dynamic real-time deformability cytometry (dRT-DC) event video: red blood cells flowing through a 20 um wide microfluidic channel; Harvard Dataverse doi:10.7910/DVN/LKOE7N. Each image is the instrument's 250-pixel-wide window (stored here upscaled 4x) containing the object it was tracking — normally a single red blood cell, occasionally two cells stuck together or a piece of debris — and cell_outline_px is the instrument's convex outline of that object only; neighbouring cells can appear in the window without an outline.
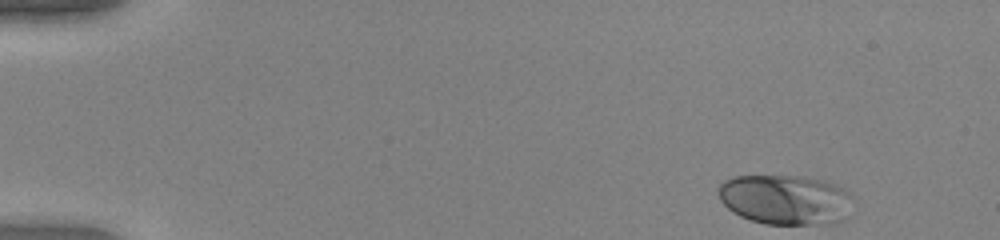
{"species": "human", "species_latin": "Homo sapiens", "temperature_condition": "warm", "stored_images_in_passage": 47, "camera_frame_rate_fps": 3000, "um_per_image_px": 0.085, "donor": {"sex": "female"}, "frame": {"image": 1, "passage_image": 1, "time_ms": 0.0, "image_size_px": [1000, 240], "cell_outline_px": [[852, 196], [844, 220], [836, 224], [764, 224], [740, 216], [732, 212], [720, 200], [720, 184], [724, 180], [736, 176], [800, 176], [824, 180], [836, 184], [848, 192]], "centroid_in_image_um": [66.77, 16.97], "position_along_channel_um": 18.2, "area_um2": 39.13}}
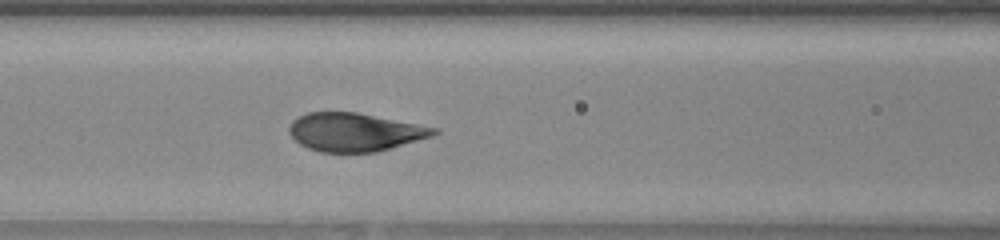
{"frame": {"image": 2, "passage_image": 19, "time_ms": 6.0, "image_size_px": [1000, 240], "cell_outline_px": [[440, 132], [432, 136], [376, 152], [320, 152], [308, 148], [300, 144], [288, 132], [288, 128], [292, 120], [296, 116], [308, 112], [356, 112], [440, 128]], "centroid_in_image_um": [30.14, 11.22], "position_along_channel_um": 136.5, "area_um2": 32.37}}
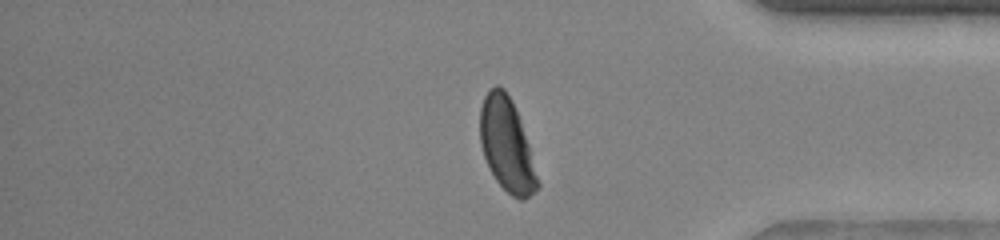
{"frame": {"image": 3, "passage_image": 39, "time_ms": 12.667, "image_size_px": [1000, 240], "cell_outline_px": [[540, 184], [524, 200], [520, 200], [512, 196], [496, 180], [484, 156], [480, 144], [480, 108], [484, 96], [488, 88], [496, 84], [504, 88], [512, 100], [520, 120], [528, 144]], "centroid_in_image_um": [43.05, 12.27], "position_along_channel_um": 392.2, "area_um2": 30.87}, "authors_computed_cell_mechanics": {"area_um2": 33.235, "velocity_mm_per_s": 4.0601, "shape_relaxation_time_tau1_ms": 2.5646, "shape_relaxation_time_tau2_ms": null, "deformation_change_tau1": 0.1854, "deformation_change_tau2": null}}